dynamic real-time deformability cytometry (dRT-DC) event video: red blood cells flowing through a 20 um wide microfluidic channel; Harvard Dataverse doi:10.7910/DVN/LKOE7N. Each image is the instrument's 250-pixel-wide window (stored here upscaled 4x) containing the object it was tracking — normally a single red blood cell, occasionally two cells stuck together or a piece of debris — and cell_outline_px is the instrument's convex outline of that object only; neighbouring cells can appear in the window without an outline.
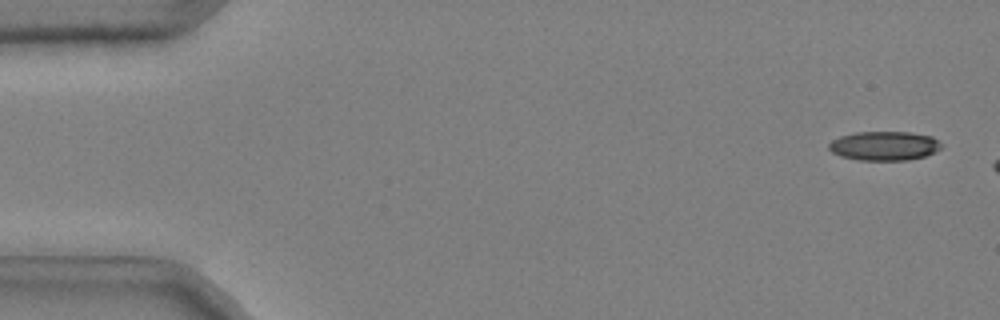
{"species": "common noctule bat (a hibernating species)", "species_latin": "Nyctalus noctula", "temperature_condition": "cold", "stored_images_in_passage": 8, "camera_frame_rate_fps": 3000, "um_per_image_px": 0.085, "animal": {"sex": "male", "body_mass_g": 20.4}, "frame": {"image": 1, "passage_image": 2, "time_ms": 0.333, "image_size_px": [1000, 320], "cell_outline_px": [[940, 148], [936, 152], [924, 156], [908, 160], [860, 160], [840, 156], [832, 152], [828, 148], [828, 144], [832, 140], [840, 136], [856, 132], [912, 132], [932, 136], [940, 144]], "centroid_in_image_um": [75.14, 12.39], "position_along_channel_um": 9.9, "area_um2": 19.07}}